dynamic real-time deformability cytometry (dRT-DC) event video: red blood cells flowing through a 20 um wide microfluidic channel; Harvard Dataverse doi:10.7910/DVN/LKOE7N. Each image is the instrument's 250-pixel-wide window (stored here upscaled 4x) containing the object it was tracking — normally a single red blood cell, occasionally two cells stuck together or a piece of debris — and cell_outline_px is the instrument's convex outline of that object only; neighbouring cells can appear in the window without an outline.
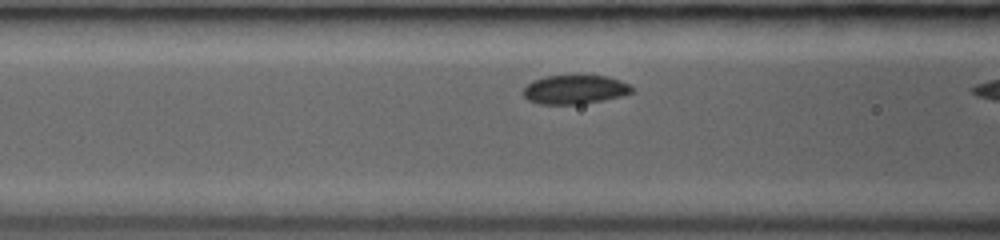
{"species": "common noctule bat (a hibernating species)", "species_latin": "Nyctalus noctula", "temperature_condition": "room temperature", "stored_images_in_passage": 7, "camera_frame_rate_fps": 3000, "um_per_image_px": 0.085, "animal": {"sex": "female", "body_mass_g": 19.0, "forearm_length_mm": 53.3}, "frame": {"image": 1, "passage_image": 6, "time_ms": 1.667, "image_size_px": [1000, 240], "cell_outline_px": [[632, 92], [620, 96], [580, 104], [540, 104], [528, 100], [520, 92], [532, 80], [544, 76], [608, 76], [620, 80], [628, 84], [632, 88]], "centroid_in_image_um": [48.8, 7.61], "position_along_channel_um": 117.8, "area_um2": 18.15}}